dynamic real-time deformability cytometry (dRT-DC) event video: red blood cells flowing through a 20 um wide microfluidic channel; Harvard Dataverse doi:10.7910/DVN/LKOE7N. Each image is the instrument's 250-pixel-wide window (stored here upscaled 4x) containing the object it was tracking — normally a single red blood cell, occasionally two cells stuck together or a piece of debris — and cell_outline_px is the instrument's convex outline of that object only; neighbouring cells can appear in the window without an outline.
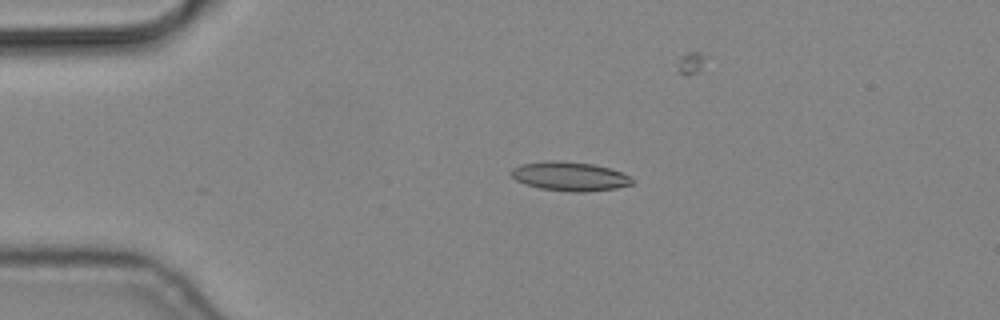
{"species": "common noctule bat (a hibernating species)", "species_latin": "Nyctalus noctula", "temperature_condition": "cold", "stored_images_in_passage": 7, "camera_frame_rate_fps": 3000, "um_per_image_px": 0.085, "animal": {"sex": "male", "body_mass_g": 19.2, "forearm_length_mm": 51.8}, "frame": {"image": 1, "passage_image": 3, "time_ms": 0.667, "image_size_px": [1000, 320], "cell_outline_px": [[632, 184], [616, 188], [584, 192], [572, 192], [540, 188], [524, 184], [516, 180], [508, 172], [512, 168], [524, 164], [548, 160], [556, 160], [592, 164], [608, 168], [632, 176]], "centroid_in_image_um": [48.4, 14.99], "position_along_channel_um": 36.6, "area_um2": 20.4}}